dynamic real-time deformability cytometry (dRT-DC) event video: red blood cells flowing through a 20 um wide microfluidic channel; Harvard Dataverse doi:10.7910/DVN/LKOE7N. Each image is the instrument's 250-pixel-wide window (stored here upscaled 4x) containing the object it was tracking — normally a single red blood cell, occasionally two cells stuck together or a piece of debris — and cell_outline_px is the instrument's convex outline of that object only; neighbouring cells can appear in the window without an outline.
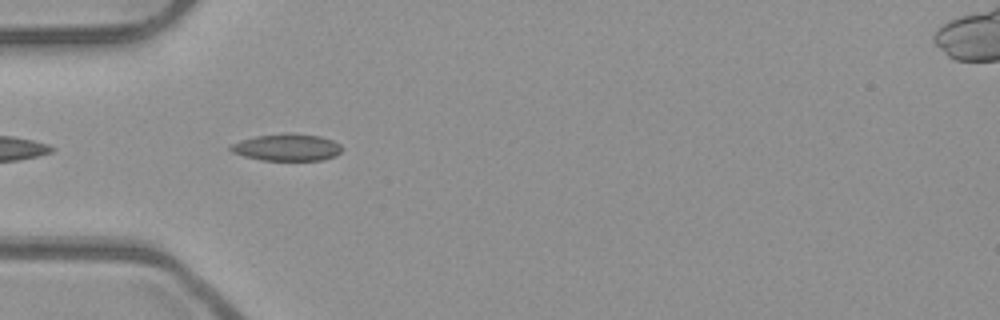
{"species": "common noctule bat (a hibernating species)", "species_latin": "Nyctalus noctula", "temperature_condition": "room temperature", "stored_images_in_passage": 9, "camera_frame_rate_fps": 3000, "um_per_image_px": 0.085, "animal": {"sex": "male", "body_mass_g": 23.1, "forearm_length_mm": 52.7}, "frame": {"image": 1, "passage_image": 2, "time_ms": 0.333, "image_size_px": [1000, 320], "cell_outline_px": [[340, 152], [336, 156], [324, 160], [264, 160], [244, 156], [232, 152], [228, 148], [228, 144], [240, 140], [256, 136], [320, 136], [332, 140], [340, 144]], "centroid_in_image_um": [24.35, 12.57], "position_along_channel_um": 60.6, "area_um2": 16.7}}
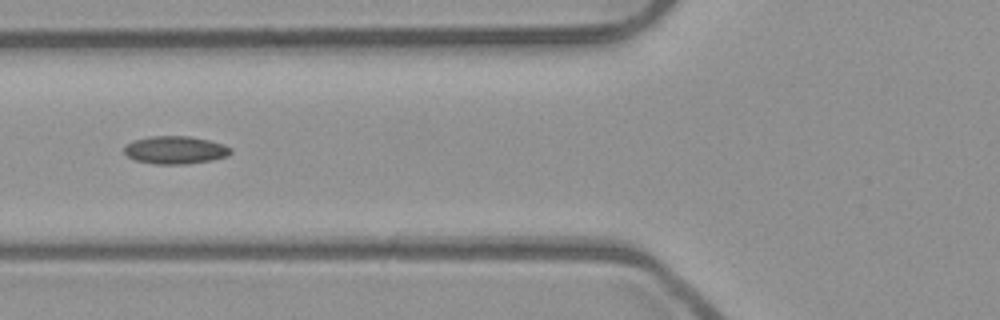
{"frame": {"image": 2, "passage_image": 6, "time_ms": 1.667, "image_size_px": [1000, 320], "cell_outline_px": [[232, 152], [228, 156], [212, 160], [188, 164], [156, 164], [136, 160], [128, 156], [124, 152], [124, 148], [128, 144], [136, 140], [152, 136], [188, 136], [208, 140], [224, 144], [232, 148]], "centroid_in_image_um": [14.95, 12.76], "position_along_channel_um": 110.8, "area_um2": 17.17}}